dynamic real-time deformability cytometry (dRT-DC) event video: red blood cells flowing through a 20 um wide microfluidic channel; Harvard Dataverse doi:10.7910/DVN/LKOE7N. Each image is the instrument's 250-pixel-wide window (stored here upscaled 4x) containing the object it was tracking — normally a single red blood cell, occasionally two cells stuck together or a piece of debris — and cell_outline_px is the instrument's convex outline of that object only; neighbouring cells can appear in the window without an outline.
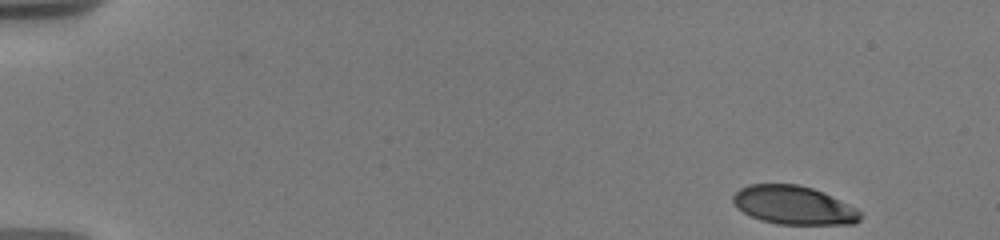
{"species": "human", "species_latin": "Homo sapiens", "temperature_condition": "warm", "stored_images_in_passage": 80, "camera_frame_rate_fps": 3000, "um_per_image_px": 0.085, "donor": {"sex": "male"}, "frame": {"image": 1, "passage_image": 1, "time_ms": 0.0, "image_size_px": [1000, 240], "cell_outline_px": [[860, 220], [852, 224], [776, 224], [760, 220], [736, 208], [732, 200], [732, 196], [740, 188], [748, 184], [796, 184], [812, 188], [848, 204], [856, 208], [860, 212]], "centroid_in_image_um": [67.42, 17.44], "position_along_channel_um": 17.6, "area_um2": 28.38}}
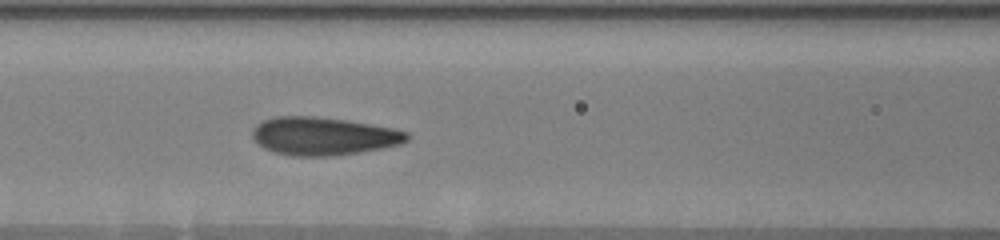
{"frame": {"image": 2, "passage_image": 36, "time_ms": 7.0, "image_size_px": [1000, 240], "cell_outline_px": [[408, 140], [400, 144], [360, 152], [332, 156], [292, 156], [276, 152], [264, 148], [252, 136], [252, 128], [256, 124], [272, 116], [312, 116], [344, 120], [392, 128], [408, 132]], "centroid_in_image_um": [27.45, 11.57], "position_along_channel_um": 139.1, "area_um2": 33.99}}
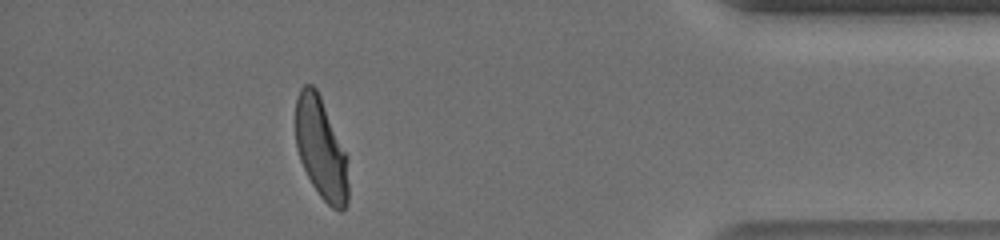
{"frame": {"image": 3, "passage_image": 73, "time_ms": 15.333, "image_size_px": [1000, 240], "cell_outline_px": [[348, 204], [340, 212], [332, 208], [320, 196], [312, 184], [300, 160], [296, 144], [296, 96], [300, 88], [304, 84], [312, 84], [316, 88], [320, 96], [348, 156]], "centroid_in_image_um": [27.3, 12.64], "position_along_channel_um": 407.9, "area_um2": 31.33}, "authors_computed_cell_mechanics": {"area_um2": 32.5414, "velocity_mm_per_s": 3.651, "shape_relaxation_time_tau1_ms": 3.2561, "shape_relaxation_time_tau2_ms": null, "deformation_change_tau1": 0.1789, "deformation_change_tau2": null}}